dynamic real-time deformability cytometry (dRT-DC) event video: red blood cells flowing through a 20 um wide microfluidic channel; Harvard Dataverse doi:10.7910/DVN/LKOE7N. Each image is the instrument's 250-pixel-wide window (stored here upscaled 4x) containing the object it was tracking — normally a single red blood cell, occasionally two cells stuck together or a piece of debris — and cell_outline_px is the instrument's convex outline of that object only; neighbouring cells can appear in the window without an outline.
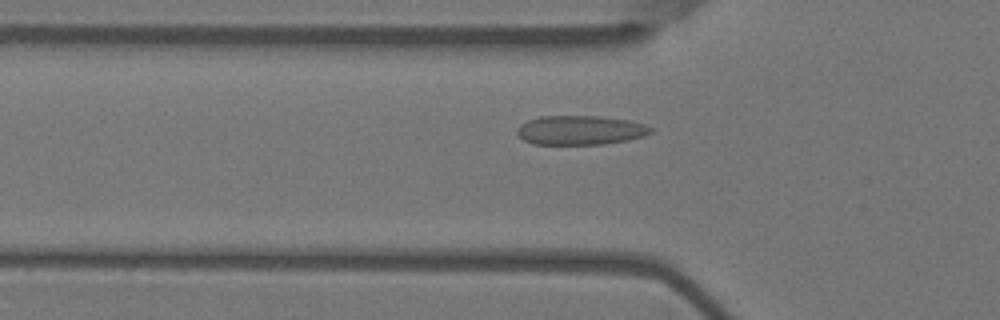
{"species": "Egyptian fruit bat (a non-hibernating species)", "species_latin": "Rousettus aegyptiacus", "temperature_condition": "warm", "stored_images_in_passage": 56, "segment_of_instrument_passage": [1, 2], "camera_frame_rate_fps": 3000, "um_per_image_px": 0.085, "animal": {"sex": "female"}, "frame": {"image": 1, "passage_image": 18, "time_ms": 5.667, "image_size_px": [1000, 320], "cell_outline_px": [[656, 132], [644, 136], [628, 140], [604, 144], [532, 144], [524, 140], [516, 132], [516, 128], [520, 124], [528, 120], [540, 116], [600, 116], [628, 120], [644, 124], [656, 128]], "centroid_in_image_um": [49.37, 11.06], "position_along_channel_um": 76.4, "area_um2": 23.06}}
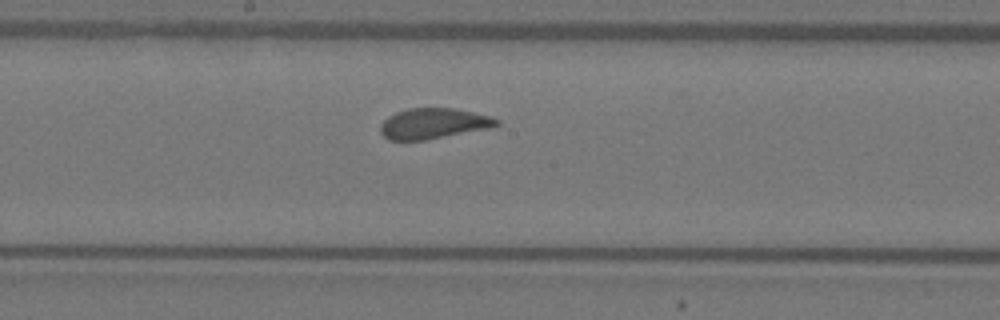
{"frame": {"image": 2, "passage_image": 29, "time_ms": 9.333, "image_size_px": [1000, 320], "cell_outline_px": [[500, 124], [492, 128], [424, 140], [388, 140], [380, 132], [380, 124], [388, 116], [396, 112], [408, 108], [456, 108], [492, 116], [500, 120]], "centroid_in_image_um": [36.87, 10.49], "position_along_channel_um": 211.3, "area_um2": 20.92}}
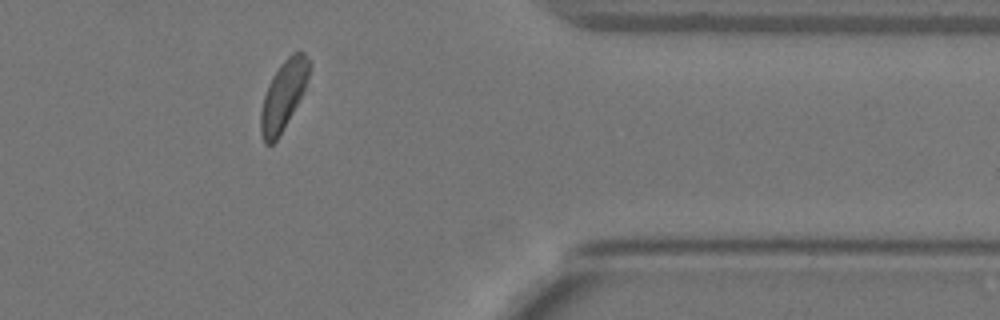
{"frame": {"image": 3, "passage_image": 45, "time_ms": 14.667, "image_size_px": [1000, 320], "cell_outline_px": [[308, 76], [304, 88], [292, 112], [276, 140], [272, 144], [264, 144], [260, 132], [260, 112], [264, 96], [268, 84], [272, 76], [280, 64], [292, 52], [304, 52], [308, 60]], "centroid_in_image_um": [24.03, 8.11], "position_along_channel_um": 387.4, "area_um2": 18.9}}